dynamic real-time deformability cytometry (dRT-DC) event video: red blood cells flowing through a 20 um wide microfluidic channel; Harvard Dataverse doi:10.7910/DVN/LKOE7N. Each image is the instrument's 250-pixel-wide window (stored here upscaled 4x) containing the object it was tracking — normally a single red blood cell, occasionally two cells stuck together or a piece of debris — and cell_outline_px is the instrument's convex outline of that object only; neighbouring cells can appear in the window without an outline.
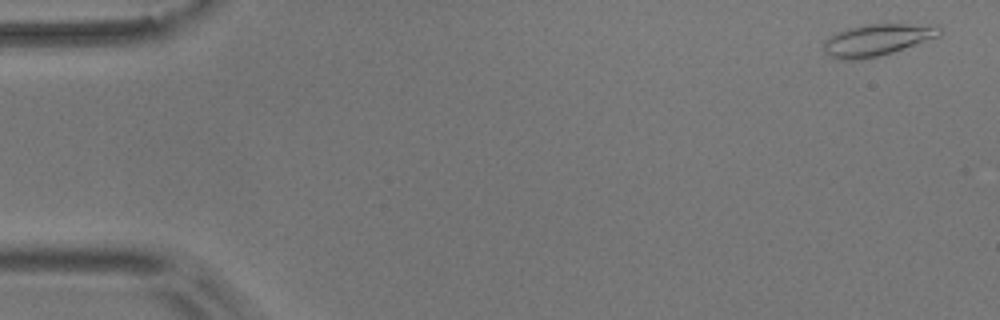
{"species": "common noctule bat (a hibernating species)", "species_latin": "Nyctalus noctula", "temperature_condition": "room temperature", "stored_images_in_passage": 55, "camera_frame_rate_fps": 3000, "um_per_image_px": 0.085, "animal": {"sex": "male", "body_mass_g": 17.9}, "frame": {"image": 1, "passage_image": 2, "time_ms": 0.333, "image_size_px": [1000, 320], "cell_outline_px": [[940, 36], [880, 56], [860, 60], [840, 60], [824, 52], [824, 40], [836, 32], [848, 28], [868, 24], [908, 24], [940, 28]], "centroid_in_image_um": [74.47, 3.41], "position_along_channel_um": 10.5, "area_um2": 21.04}}
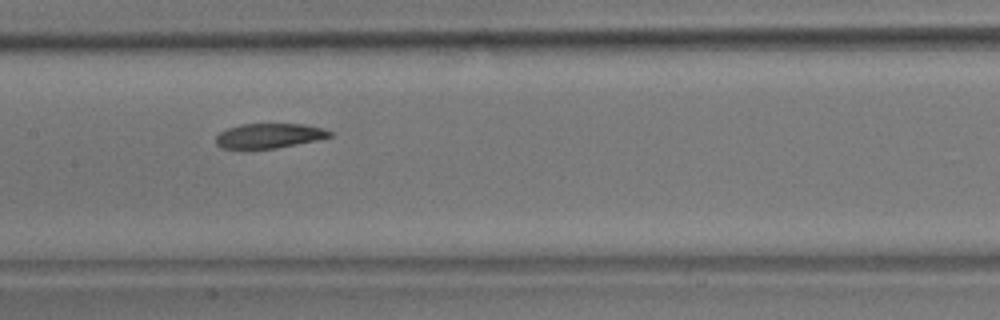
{"frame": {"image": 2, "passage_image": 27, "time_ms": 8.667, "image_size_px": [1000, 320], "cell_outline_px": [[332, 136], [316, 140], [276, 148], [220, 148], [216, 144], [216, 136], [220, 132], [228, 128], [240, 124], [304, 124], [320, 128], [332, 132]], "centroid_in_image_um": [22.85, 11.53], "position_along_channel_um": 184.6, "area_um2": 16.18}}
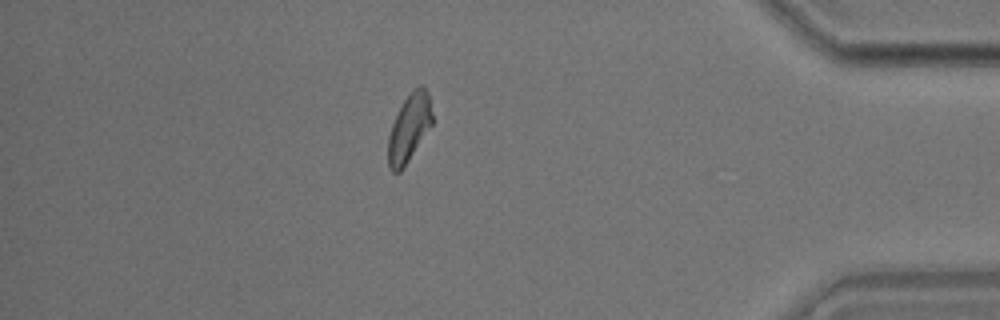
{"frame": {"image": 3, "passage_image": 48, "time_ms": 15.667, "image_size_px": [1000, 320], "cell_outline_px": [[432, 124], [404, 168], [400, 172], [392, 172], [388, 168], [388, 136], [392, 124], [404, 100], [420, 84], [428, 92], [432, 112]], "centroid_in_image_um": [34.77, 10.93], "position_along_channel_um": 400.4, "area_um2": 17.17}, "authors_computed_cell_mechanics": {"area_um2": 17.9758, "velocity_mm_per_s": 3.6361, "shape_relaxation_time_tau1_ms": 4.8808, "shape_relaxation_time_tau2_ms": null, "deformation_change_tau1": 0.1385, "deformation_change_tau2": null}}